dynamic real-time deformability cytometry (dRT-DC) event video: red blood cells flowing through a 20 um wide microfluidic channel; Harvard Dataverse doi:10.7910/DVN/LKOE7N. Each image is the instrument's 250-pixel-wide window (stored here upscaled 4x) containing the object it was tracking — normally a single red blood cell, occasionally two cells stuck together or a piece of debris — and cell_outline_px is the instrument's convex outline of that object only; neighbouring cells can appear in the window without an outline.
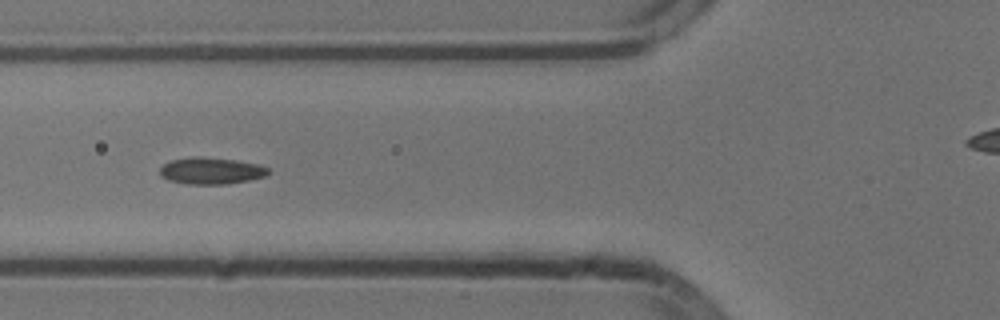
{"species": "common noctule bat (a hibernating species)", "species_latin": "Nyctalus noctula", "temperature_condition": "cold", "stored_images_in_passage": 17, "camera_frame_rate_fps": 3000, "um_per_image_px": 0.085, "animal": {"sex": "male", "body_mass_g": 13.3}, "frame": {"image": 1, "passage_image": 8, "time_ms": 2.333, "image_size_px": [1000, 320], "cell_outline_px": [[268, 172], [264, 176], [248, 180], [228, 184], [188, 184], [168, 180], [160, 176], [160, 168], [164, 164], [172, 160], [192, 156], [200, 156], [236, 160], [256, 164], [268, 168]], "centroid_in_image_um": [17.89, 14.51], "position_along_channel_um": 107.9, "area_um2": 16.76}}